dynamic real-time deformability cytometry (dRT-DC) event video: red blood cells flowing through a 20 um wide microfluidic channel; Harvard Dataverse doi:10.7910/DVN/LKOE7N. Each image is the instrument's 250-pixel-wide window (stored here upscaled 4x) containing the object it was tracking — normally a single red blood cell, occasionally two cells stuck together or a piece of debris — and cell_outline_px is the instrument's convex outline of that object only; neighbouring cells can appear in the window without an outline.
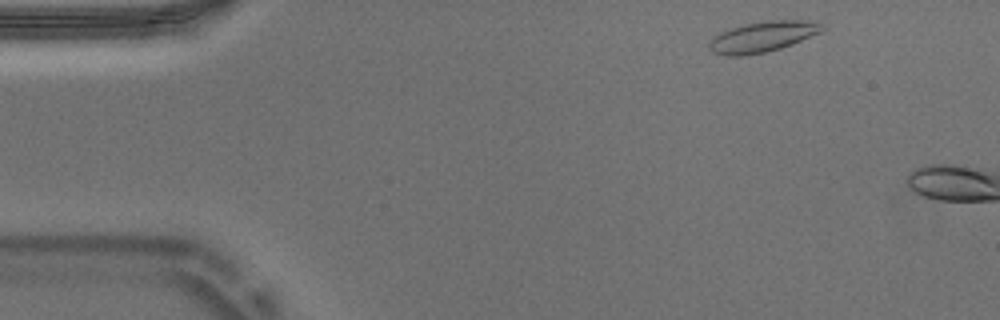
{"species": "Egyptian fruit bat (a non-hibernating species)", "species_latin": "Rousettus aegyptiacus", "temperature_condition": "warm", "stored_images_in_passage": 5, "camera_frame_rate_fps": 3000, "um_per_image_px": 0.085, "animal": {"sex": "male"}, "frame": {"image": 1, "passage_image": 3, "time_ms": 0.667, "image_size_px": [1000, 320], "cell_outline_px": [[824, 28], [820, 32], [792, 44], [780, 48], [764, 52], [740, 56], [728, 56], [712, 52], [708, 48], [708, 44], [720, 32], [728, 28], [744, 24], [768, 20], [804, 20], [820, 24]], "centroid_in_image_um": [64.77, 3.12], "position_along_channel_um": 20.2, "area_um2": 19.88}}